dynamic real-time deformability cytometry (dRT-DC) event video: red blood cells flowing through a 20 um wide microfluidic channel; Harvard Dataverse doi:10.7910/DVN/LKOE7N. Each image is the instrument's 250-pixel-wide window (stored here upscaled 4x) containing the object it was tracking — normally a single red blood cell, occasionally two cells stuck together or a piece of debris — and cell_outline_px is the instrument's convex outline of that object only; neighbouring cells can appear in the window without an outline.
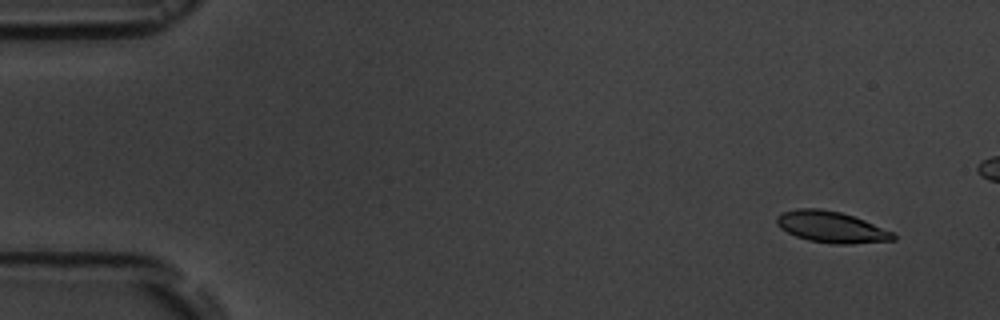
{"species": "common noctule bat (a hibernating species)", "species_latin": "Nyctalus noctula", "temperature_condition": "room temperature", "stored_images_in_passage": 8, "camera_frame_rate_fps": 3000, "um_per_image_px": 0.085, "animal": {"sex": "male", "body_mass_g": 19.5, "forearm_length_mm": 54.6}, "frame": {"image": 1, "passage_image": 2, "time_ms": 1.0, "image_size_px": [1000, 320], "cell_outline_px": [[896, 240], [852, 244], [832, 244], [808, 240], [796, 236], [780, 228], [776, 224], [776, 216], [780, 212], [796, 208], [820, 208], [840, 212], [864, 220], [892, 232], [896, 236]], "centroid_in_image_um": [70.62, 19.29], "position_along_channel_um": 14.4, "area_um2": 21.33}}
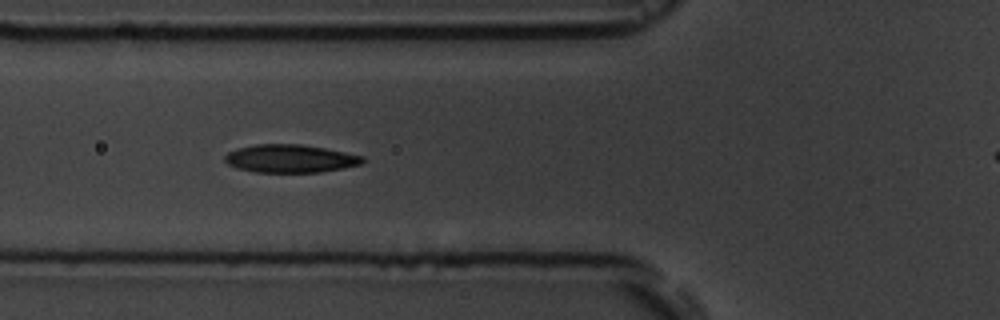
{"frame": {"image": 2, "passage_image": 7, "time_ms": 6.667, "image_size_px": [1000, 320], "cell_outline_px": [[364, 160], [360, 164], [344, 168], [320, 172], [256, 172], [236, 168], [228, 164], [224, 160], [224, 156], [228, 152], [240, 148], [256, 144], [300, 144], [324, 148], [364, 156]], "centroid_in_image_um": [24.66, 13.48], "position_along_channel_um": 101.1, "area_um2": 22.37}}
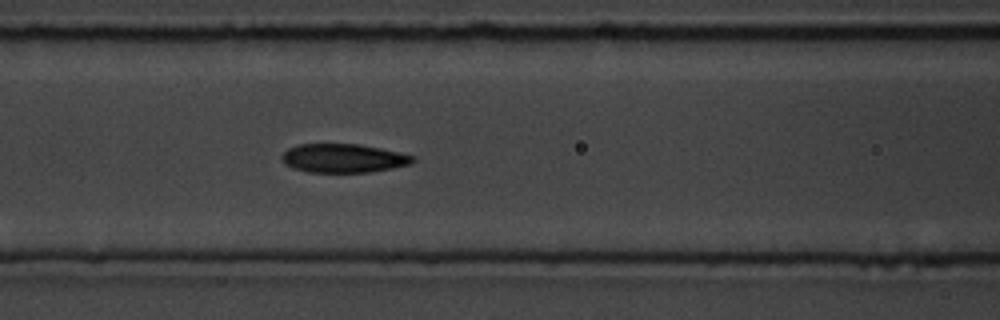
{"frame": {"image": 3, "passage_image": 8, "time_ms": 7.667, "image_size_px": [1000, 320], "cell_outline_px": [[416, 160], [412, 164], [392, 168], [368, 172], [308, 172], [292, 168], [284, 164], [280, 156], [288, 148], [300, 144], [360, 144], [400, 152], [416, 156]], "centroid_in_image_um": [29.2, 13.45], "position_along_channel_um": 137.4, "area_um2": 22.14}}